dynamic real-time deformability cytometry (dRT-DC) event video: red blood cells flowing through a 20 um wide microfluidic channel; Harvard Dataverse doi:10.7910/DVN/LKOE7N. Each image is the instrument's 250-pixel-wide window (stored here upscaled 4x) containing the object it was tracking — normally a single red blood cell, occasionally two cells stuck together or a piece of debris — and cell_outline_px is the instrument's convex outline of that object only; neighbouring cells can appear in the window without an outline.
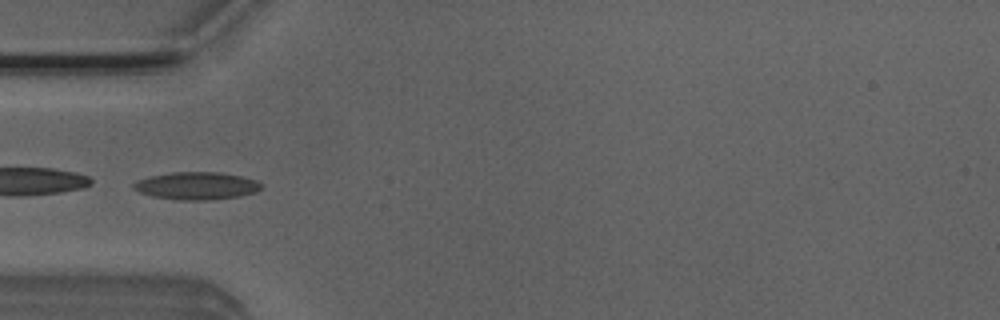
{"species": "Egyptian fruit bat (a non-hibernating species)", "species_latin": "Rousettus aegyptiacus", "temperature_condition": "room temperature", "stored_images_in_passage": 7, "camera_frame_rate_fps": 3000, "um_per_image_px": 0.085, "animal": {"sex": "male"}, "frame": {"image": 1, "passage_image": 3, "time_ms": 0.667, "image_size_px": [1000, 320], "cell_outline_px": [[264, 188], [256, 192], [240, 196], [212, 200], [176, 200], [152, 196], [140, 192], [132, 188], [132, 184], [136, 180], [152, 176], [172, 172], [220, 172], [240, 176], [256, 180], [264, 184]], "centroid_in_image_um": [16.74, 15.8], "position_along_channel_um": 68.3, "area_um2": 20.75}}
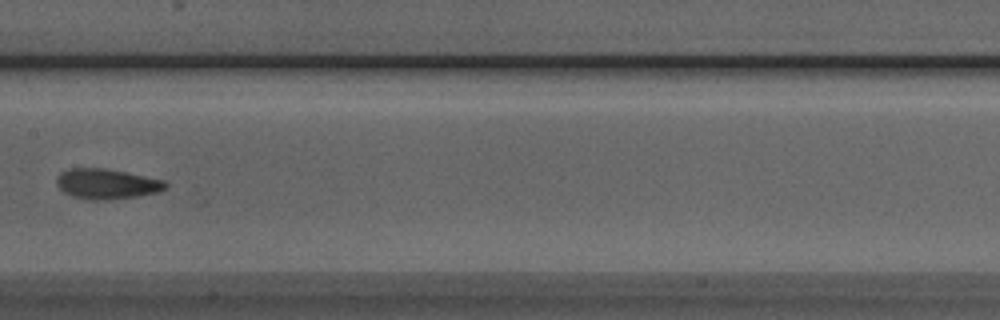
{"frame": {"image": 2, "passage_image": 6, "time_ms": 1.667, "image_size_px": [1000, 320], "cell_outline_px": [[168, 188], [156, 192], [136, 196], [108, 200], [88, 200], [72, 196], [64, 192], [56, 184], [56, 180], [60, 172], [68, 168], [104, 168], [164, 180], [168, 184]], "centroid_in_image_um": [9.04, 15.63], "position_along_channel_um": 198.4, "area_um2": 19.13}}
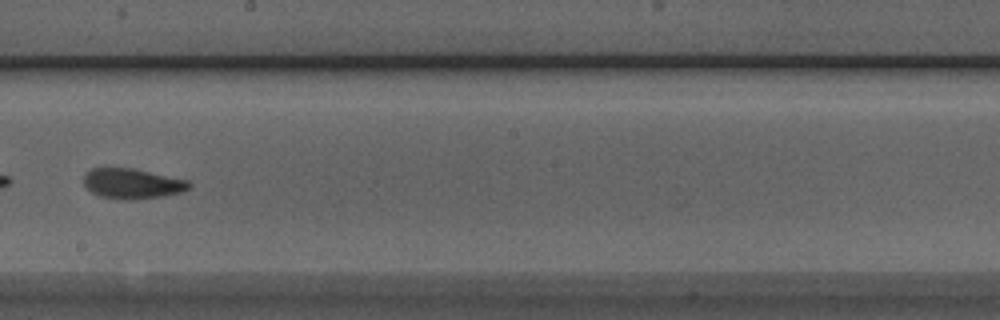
{"frame": {"image": 3, "passage_image": 7, "time_ms": 2.0, "image_size_px": [1000, 320], "cell_outline_px": [[192, 188], [180, 192], [164, 196], [132, 200], [116, 200], [100, 196], [92, 192], [84, 184], [84, 176], [92, 168], [132, 168], [188, 180], [192, 184]], "centroid_in_image_um": [11.27, 15.62], "position_along_channel_um": 236.9, "area_um2": 18.61}}